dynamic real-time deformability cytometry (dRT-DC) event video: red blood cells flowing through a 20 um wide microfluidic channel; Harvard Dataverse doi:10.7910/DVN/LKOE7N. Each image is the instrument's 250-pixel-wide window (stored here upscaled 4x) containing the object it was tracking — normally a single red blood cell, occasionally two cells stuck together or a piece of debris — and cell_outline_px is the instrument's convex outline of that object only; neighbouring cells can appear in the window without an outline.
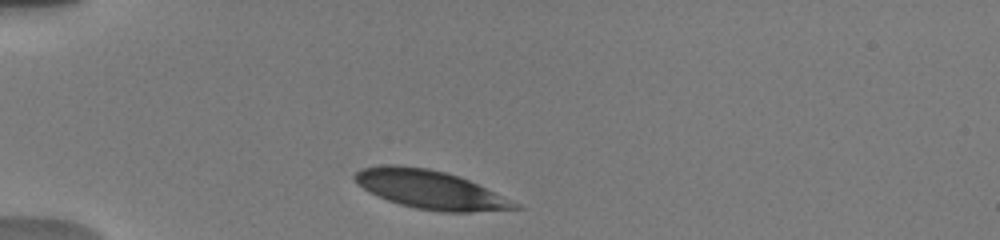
{"species": "human", "species_latin": "Homo sapiens", "temperature_condition": "warm", "stored_images_in_passage": 2, "camera_frame_rate_fps": 3000, "um_per_image_px": 0.085, "donor": {"sex": "male"}, "frame": {"image": 1, "passage_image": 1, "time_ms": 0.0, "image_size_px": [1000, 240], "cell_outline_px": [[524, 208], [472, 212], [444, 212], [416, 208], [400, 204], [388, 200], [364, 188], [352, 176], [356, 172], [364, 168], [388, 164], [396, 164], [428, 168], [460, 176], [520, 204]], "centroid_in_image_um": [36.6, 16.11], "position_along_channel_um": 48.4, "area_um2": 35.43}}